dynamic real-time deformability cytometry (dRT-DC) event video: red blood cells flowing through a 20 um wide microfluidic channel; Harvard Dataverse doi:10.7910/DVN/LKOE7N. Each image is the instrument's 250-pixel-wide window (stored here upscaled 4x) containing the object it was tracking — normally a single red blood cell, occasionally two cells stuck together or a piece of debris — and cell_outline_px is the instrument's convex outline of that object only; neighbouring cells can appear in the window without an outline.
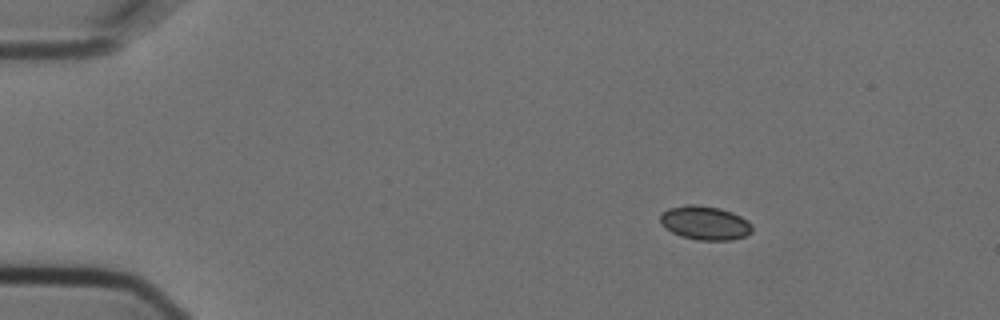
{"species": "Egyptian fruit bat (a non-hibernating species)", "species_latin": "Rousettus aegyptiacus", "temperature_condition": "cold", "stored_images_in_passage": 7, "camera_frame_rate_fps": 3000, "um_per_image_px": 0.085, "animal": {"sex": "female"}, "frame": {"image": 1, "passage_image": 1, "time_ms": 0.0, "image_size_px": [1000, 320], "cell_outline_px": [[752, 232], [744, 236], [732, 240], [696, 240], [680, 236], [672, 232], [660, 224], [660, 216], [668, 208], [688, 204], [696, 204], [720, 208], [732, 212], [748, 220], [752, 224]], "centroid_in_image_um": [59.92, 18.95], "position_along_channel_um": 25.1, "area_um2": 18.26}}
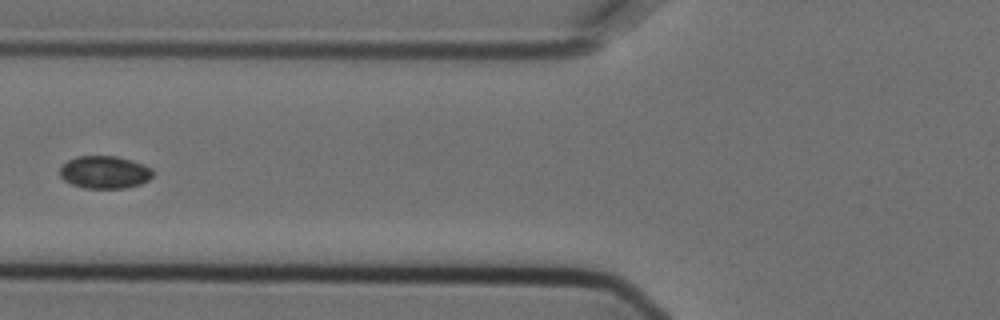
{"frame": {"image": 2, "passage_image": 5, "time_ms": 1.333, "image_size_px": [1000, 320], "cell_outline_px": [[152, 176], [148, 180], [140, 184], [124, 188], [84, 188], [72, 184], [64, 180], [60, 176], [60, 164], [76, 156], [116, 156], [132, 160], [144, 164], [152, 168]], "centroid_in_image_um": [8.87, 14.63], "position_along_channel_um": 116.9, "area_um2": 17.8}}
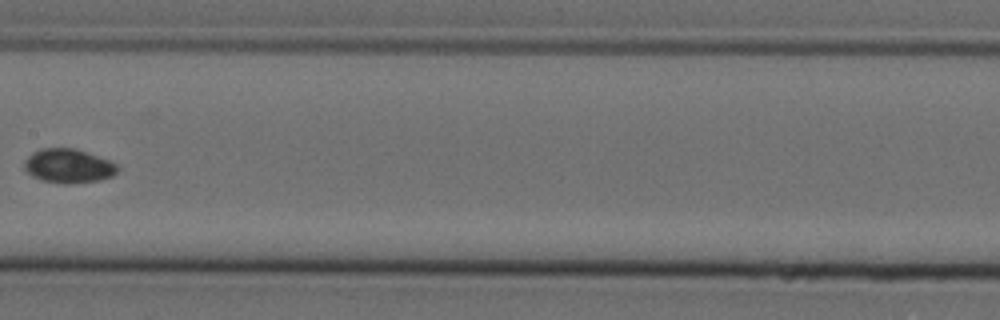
{"frame": {"image": 3, "passage_image": 7, "time_ms": 2.0, "image_size_px": [1000, 320], "cell_outline_px": [[120, 168], [112, 176], [100, 180], [68, 184], [64, 184], [40, 180], [32, 176], [24, 168], [24, 160], [32, 152], [40, 148], [76, 148], [88, 152], [108, 160], [116, 164]], "centroid_in_image_um": [5.8, 14.1], "position_along_channel_um": 201.6, "area_um2": 18.67}}